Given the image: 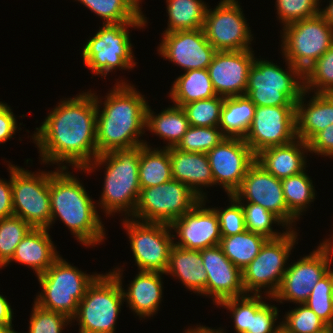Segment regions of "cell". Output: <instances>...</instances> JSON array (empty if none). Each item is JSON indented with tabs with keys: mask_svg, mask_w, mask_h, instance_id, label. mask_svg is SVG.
I'll return each instance as SVG.
<instances>
[{
	"mask_svg": "<svg viewBox=\"0 0 333 333\" xmlns=\"http://www.w3.org/2000/svg\"><path fill=\"white\" fill-rule=\"evenodd\" d=\"M139 183L141 188L161 185L172 180L169 148H153L150 144L140 150Z\"/></svg>",
	"mask_w": 333,
	"mask_h": 333,
	"instance_id": "cell-32",
	"label": "cell"
},
{
	"mask_svg": "<svg viewBox=\"0 0 333 333\" xmlns=\"http://www.w3.org/2000/svg\"><path fill=\"white\" fill-rule=\"evenodd\" d=\"M282 28L283 58L302 73L333 45V27L320 14Z\"/></svg>",
	"mask_w": 333,
	"mask_h": 333,
	"instance_id": "cell-10",
	"label": "cell"
},
{
	"mask_svg": "<svg viewBox=\"0 0 333 333\" xmlns=\"http://www.w3.org/2000/svg\"><path fill=\"white\" fill-rule=\"evenodd\" d=\"M244 211L246 230L260 234L267 239H276L283 236L289 228L284 222L273 212L265 209L261 205L251 202H240ZM281 225L286 231L278 232L273 230V224Z\"/></svg>",
	"mask_w": 333,
	"mask_h": 333,
	"instance_id": "cell-37",
	"label": "cell"
},
{
	"mask_svg": "<svg viewBox=\"0 0 333 333\" xmlns=\"http://www.w3.org/2000/svg\"><path fill=\"white\" fill-rule=\"evenodd\" d=\"M32 227L17 216L0 219V263L4 266Z\"/></svg>",
	"mask_w": 333,
	"mask_h": 333,
	"instance_id": "cell-40",
	"label": "cell"
},
{
	"mask_svg": "<svg viewBox=\"0 0 333 333\" xmlns=\"http://www.w3.org/2000/svg\"><path fill=\"white\" fill-rule=\"evenodd\" d=\"M144 145L127 149H117L98 155L80 172L91 173L99 167L106 166L103 192L97 203L106 217L111 214L124 213L126 218L133 215L140 195L139 161L140 150ZM99 166V167H98Z\"/></svg>",
	"mask_w": 333,
	"mask_h": 333,
	"instance_id": "cell-4",
	"label": "cell"
},
{
	"mask_svg": "<svg viewBox=\"0 0 333 333\" xmlns=\"http://www.w3.org/2000/svg\"><path fill=\"white\" fill-rule=\"evenodd\" d=\"M320 0H276V10L283 27L319 14Z\"/></svg>",
	"mask_w": 333,
	"mask_h": 333,
	"instance_id": "cell-45",
	"label": "cell"
},
{
	"mask_svg": "<svg viewBox=\"0 0 333 333\" xmlns=\"http://www.w3.org/2000/svg\"><path fill=\"white\" fill-rule=\"evenodd\" d=\"M328 333H333V325L327 326Z\"/></svg>",
	"mask_w": 333,
	"mask_h": 333,
	"instance_id": "cell-59",
	"label": "cell"
},
{
	"mask_svg": "<svg viewBox=\"0 0 333 333\" xmlns=\"http://www.w3.org/2000/svg\"><path fill=\"white\" fill-rule=\"evenodd\" d=\"M76 1V0H75ZM103 19V24L130 23L143 12L137 0H77Z\"/></svg>",
	"mask_w": 333,
	"mask_h": 333,
	"instance_id": "cell-35",
	"label": "cell"
},
{
	"mask_svg": "<svg viewBox=\"0 0 333 333\" xmlns=\"http://www.w3.org/2000/svg\"><path fill=\"white\" fill-rule=\"evenodd\" d=\"M253 53V49L215 53L208 72L218 96L245 95L249 69L255 58Z\"/></svg>",
	"mask_w": 333,
	"mask_h": 333,
	"instance_id": "cell-21",
	"label": "cell"
},
{
	"mask_svg": "<svg viewBox=\"0 0 333 333\" xmlns=\"http://www.w3.org/2000/svg\"><path fill=\"white\" fill-rule=\"evenodd\" d=\"M99 275L86 274L60 256L43 274L37 276L43 290L36 295L34 303L73 319L87 288Z\"/></svg>",
	"mask_w": 333,
	"mask_h": 333,
	"instance_id": "cell-7",
	"label": "cell"
},
{
	"mask_svg": "<svg viewBox=\"0 0 333 333\" xmlns=\"http://www.w3.org/2000/svg\"><path fill=\"white\" fill-rule=\"evenodd\" d=\"M319 14L333 27V0H329V5L319 9Z\"/></svg>",
	"mask_w": 333,
	"mask_h": 333,
	"instance_id": "cell-53",
	"label": "cell"
},
{
	"mask_svg": "<svg viewBox=\"0 0 333 333\" xmlns=\"http://www.w3.org/2000/svg\"><path fill=\"white\" fill-rule=\"evenodd\" d=\"M256 105L246 96L224 98L219 128L225 137L244 139L254 118Z\"/></svg>",
	"mask_w": 333,
	"mask_h": 333,
	"instance_id": "cell-30",
	"label": "cell"
},
{
	"mask_svg": "<svg viewBox=\"0 0 333 333\" xmlns=\"http://www.w3.org/2000/svg\"><path fill=\"white\" fill-rule=\"evenodd\" d=\"M308 152V143L297 138L289 144L261 150L256 154V162L282 180L306 170Z\"/></svg>",
	"mask_w": 333,
	"mask_h": 333,
	"instance_id": "cell-25",
	"label": "cell"
},
{
	"mask_svg": "<svg viewBox=\"0 0 333 333\" xmlns=\"http://www.w3.org/2000/svg\"><path fill=\"white\" fill-rule=\"evenodd\" d=\"M274 333H290L282 325H280Z\"/></svg>",
	"mask_w": 333,
	"mask_h": 333,
	"instance_id": "cell-57",
	"label": "cell"
},
{
	"mask_svg": "<svg viewBox=\"0 0 333 333\" xmlns=\"http://www.w3.org/2000/svg\"><path fill=\"white\" fill-rule=\"evenodd\" d=\"M124 302L119 281L110 272L100 274L87 288L71 320L78 322L79 333H115Z\"/></svg>",
	"mask_w": 333,
	"mask_h": 333,
	"instance_id": "cell-8",
	"label": "cell"
},
{
	"mask_svg": "<svg viewBox=\"0 0 333 333\" xmlns=\"http://www.w3.org/2000/svg\"><path fill=\"white\" fill-rule=\"evenodd\" d=\"M6 103H3L2 101H0V111L6 106Z\"/></svg>",
	"mask_w": 333,
	"mask_h": 333,
	"instance_id": "cell-60",
	"label": "cell"
},
{
	"mask_svg": "<svg viewBox=\"0 0 333 333\" xmlns=\"http://www.w3.org/2000/svg\"><path fill=\"white\" fill-rule=\"evenodd\" d=\"M170 226L176 234L173 235L174 244L181 248L200 251L220 244L219 218L214 207H206L205 199H201Z\"/></svg>",
	"mask_w": 333,
	"mask_h": 333,
	"instance_id": "cell-20",
	"label": "cell"
},
{
	"mask_svg": "<svg viewBox=\"0 0 333 333\" xmlns=\"http://www.w3.org/2000/svg\"><path fill=\"white\" fill-rule=\"evenodd\" d=\"M223 103L224 97L217 95L213 98L193 101L181 108L186 114L189 126L218 127Z\"/></svg>",
	"mask_w": 333,
	"mask_h": 333,
	"instance_id": "cell-39",
	"label": "cell"
},
{
	"mask_svg": "<svg viewBox=\"0 0 333 333\" xmlns=\"http://www.w3.org/2000/svg\"><path fill=\"white\" fill-rule=\"evenodd\" d=\"M239 202L261 205L277 215L289 229L298 219L288 210L281 180L256 161L249 167L239 188L232 194ZM245 200V201H244Z\"/></svg>",
	"mask_w": 333,
	"mask_h": 333,
	"instance_id": "cell-17",
	"label": "cell"
},
{
	"mask_svg": "<svg viewBox=\"0 0 333 333\" xmlns=\"http://www.w3.org/2000/svg\"><path fill=\"white\" fill-rule=\"evenodd\" d=\"M332 255L333 240L328 238L320 242L309 255L289 264L278 291L269 300L304 304L315 284L329 272L333 263Z\"/></svg>",
	"mask_w": 333,
	"mask_h": 333,
	"instance_id": "cell-14",
	"label": "cell"
},
{
	"mask_svg": "<svg viewBox=\"0 0 333 333\" xmlns=\"http://www.w3.org/2000/svg\"><path fill=\"white\" fill-rule=\"evenodd\" d=\"M296 106H256L244 141L256 155L272 146L293 142L296 136Z\"/></svg>",
	"mask_w": 333,
	"mask_h": 333,
	"instance_id": "cell-16",
	"label": "cell"
},
{
	"mask_svg": "<svg viewBox=\"0 0 333 333\" xmlns=\"http://www.w3.org/2000/svg\"><path fill=\"white\" fill-rule=\"evenodd\" d=\"M212 170L214 185H221L227 195L240 186L256 155L242 138L225 137L206 153Z\"/></svg>",
	"mask_w": 333,
	"mask_h": 333,
	"instance_id": "cell-18",
	"label": "cell"
},
{
	"mask_svg": "<svg viewBox=\"0 0 333 333\" xmlns=\"http://www.w3.org/2000/svg\"><path fill=\"white\" fill-rule=\"evenodd\" d=\"M224 138L219 127L189 126L175 148L186 152L207 153Z\"/></svg>",
	"mask_w": 333,
	"mask_h": 333,
	"instance_id": "cell-42",
	"label": "cell"
},
{
	"mask_svg": "<svg viewBox=\"0 0 333 333\" xmlns=\"http://www.w3.org/2000/svg\"><path fill=\"white\" fill-rule=\"evenodd\" d=\"M269 296L250 294V321L247 333H274L281 325L276 326L279 310L274 305L268 304ZM276 322V323H275Z\"/></svg>",
	"mask_w": 333,
	"mask_h": 333,
	"instance_id": "cell-41",
	"label": "cell"
},
{
	"mask_svg": "<svg viewBox=\"0 0 333 333\" xmlns=\"http://www.w3.org/2000/svg\"><path fill=\"white\" fill-rule=\"evenodd\" d=\"M281 184L288 210L300 219L316 197L311 177L304 170L297 175L282 179Z\"/></svg>",
	"mask_w": 333,
	"mask_h": 333,
	"instance_id": "cell-36",
	"label": "cell"
},
{
	"mask_svg": "<svg viewBox=\"0 0 333 333\" xmlns=\"http://www.w3.org/2000/svg\"><path fill=\"white\" fill-rule=\"evenodd\" d=\"M147 17L143 14L135 21L120 24H103L82 50L84 65L91 69L92 74L106 75L117 68L119 70L131 69L137 65L135 62L130 33L128 28H144Z\"/></svg>",
	"mask_w": 333,
	"mask_h": 333,
	"instance_id": "cell-5",
	"label": "cell"
},
{
	"mask_svg": "<svg viewBox=\"0 0 333 333\" xmlns=\"http://www.w3.org/2000/svg\"><path fill=\"white\" fill-rule=\"evenodd\" d=\"M8 169L10 180L0 178V219L14 216L12 202V164L9 162Z\"/></svg>",
	"mask_w": 333,
	"mask_h": 333,
	"instance_id": "cell-50",
	"label": "cell"
},
{
	"mask_svg": "<svg viewBox=\"0 0 333 333\" xmlns=\"http://www.w3.org/2000/svg\"><path fill=\"white\" fill-rule=\"evenodd\" d=\"M166 4L169 17L163 33L203 28L208 8L203 0H166Z\"/></svg>",
	"mask_w": 333,
	"mask_h": 333,
	"instance_id": "cell-33",
	"label": "cell"
},
{
	"mask_svg": "<svg viewBox=\"0 0 333 333\" xmlns=\"http://www.w3.org/2000/svg\"><path fill=\"white\" fill-rule=\"evenodd\" d=\"M323 95L333 104V89H329Z\"/></svg>",
	"mask_w": 333,
	"mask_h": 333,
	"instance_id": "cell-55",
	"label": "cell"
},
{
	"mask_svg": "<svg viewBox=\"0 0 333 333\" xmlns=\"http://www.w3.org/2000/svg\"><path fill=\"white\" fill-rule=\"evenodd\" d=\"M164 275H172L193 293L206 296L207 273L199 250L173 245Z\"/></svg>",
	"mask_w": 333,
	"mask_h": 333,
	"instance_id": "cell-28",
	"label": "cell"
},
{
	"mask_svg": "<svg viewBox=\"0 0 333 333\" xmlns=\"http://www.w3.org/2000/svg\"><path fill=\"white\" fill-rule=\"evenodd\" d=\"M268 239L260 234L245 230L231 236H221L220 244L226 257L243 270L260 252Z\"/></svg>",
	"mask_w": 333,
	"mask_h": 333,
	"instance_id": "cell-34",
	"label": "cell"
},
{
	"mask_svg": "<svg viewBox=\"0 0 333 333\" xmlns=\"http://www.w3.org/2000/svg\"><path fill=\"white\" fill-rule=\"evenodd\" d=\"M172 178L188 186L200 199L207 200L203 187L214 185L213 174L206 153L180 151L169 148ZM202 187V188H201Z\"/></svg>",
	"mask_w": 333,
	"mask_h": 333,
	"instance_id": "cell-24",
	"label": "cell"
},
{
	"mask_svg": "<svg viewBox=\"0 0 333 333\" xmlns=\"http://www.w3.org/2000/svg\"><path fill=\"white\" fill-rule=\"evenodd\" d=\"M303 75L304 90L309 94L333 89V45Z\"/></svg>",
	"mask_w": 333,
	"mask_h": 333,
	"instance_id": "cell-38",
	"label": "cell"
},
{
	"mask_svg": "<svg viewBox=\"0 0 333 333\" xmlns=\"http://www.w3.org/2000/svg\"><path fill=\"white\" fill-rule=\"evenodd\" d=\"M64 99L36 128L32 139L43 164L85 169L99 155L96 144L97 103L91 90Z\"/></svg>",
	"mask_w": 333,
	"mask_h": 333,
	"instance_id": "cell-1",
	"label": "cell"
},
{
	"mask_svg": "<svg viewBox=\"0 0 333 333\" xmlns=\"http://www.w3.org/2000/svg\"><path fill=\"white\" fill-rule=\"evenodd\" d=\"M218 306L230 311L237 333H247L250 321V294L225 299Z\"/></svg>",
	"mask_w": 333,
	"mask_h": 333,
	"instance_id": "cell-48",
	"label": "cell"
},
{
	"mask_svg": "<svg viewBox=\"0 0 333 333\" xmlns=\"http://www.w3.org/2000/svg\"><path fill=\"white\" fill-rule=\"evenodd\" d=\"M116 82L105 96L104 105L100 96L98 98L93 92L97 103L96 144L99 155L148 144L146 140L139 139L146 132L148 101L127 81ZM99 104L103 105L101 111Z\"/></svg>",
	"mask_w": 333,
	"mask_h": 333,
	"instance_id": "cell-2",
	"label": "cell"
},
{
	"mask_svg": "<svg viewBox=\"0 0 333 333\" xmlns=\"http://www.w3.org/2000/svg\"><path fill=\"white\" fill-rule=\"evenodd\" d=\"M48 231L44 228H32L17 245L12 258L4 267L15 261L31 267L36 276L43 274L60 257Z\"/></svg>",
	"mask_w": 333,
	"mask_h": 333,
	"instance_id": "cell-26",
	"label": "cell"
},
{
	"mask_svg": "<svg viewBox=\"0 0 333 333\" xmlns=\"http://www.w3.org/2000/svg\"><path fill=\"white\" fill-rule=\"evenodd\" d=\"M183 333H206V327L203 325L202 326L197 325L195 328L192 327V328L186 329Z\"/></svg>",
	"mask_w": 333,
	"mask_h": 333,
	"instance_id": "cell-54",
	"label": "cell"
},
{
	"mask_svg": "<svg viewBox=\"0 0 333 333\" xmlns=\"http://www.w3.org/2000/svg\"><path fill=\"white\" fill-rule=\"evenodd\" d=\"M13 314L10 303L0 294V325L5 326L11 333H18L13 329Z\"/></svg>",
	"mask_w": 333,
	"mask_h": 333,
	"instance_id": "cell-52",
	"label": "cell"
},
{
	"mask_svg": "<svg viewBox=\"0 0 333 333\" xmlns=\"http://www.w3.org/2000/svg\"><path fill=\"white\" fill-rule=\"evenodd\" d=\"M228 198L231 206L225 209L214 208L219 218L221 236L240 234L246 230L241 203L233 195H228Z\"/></svg>",
	"mask_w": 333,
	"mask_h": 333,
	"instance_id": "cell-47",
	"label": "cell"
},
{
	"mask_svg": "<svg viewBox=\"0 0 333 333\" xmlns=\"http://www.w3.org/2000/svg\"><path fill=\"white\" fill-rule=\"evenodd\" d=\"M0 333H11L5 326L0 325Z\"/></svg>",
	"mask_w": 333,
	"mask_h": 333,
	"instance_id": "cell-58",
	"label": "cell"
},
{
	"mask_svg": "<svg viewBox=\"0 0 333 333\" xmlns=\"http://www.w3.org/2000/svg\"><path fill=\"white\" fill-rule=\"evenodd\" d=\"M309 153L333 157V124L328 125L324 130L318 132L308 142Z\"/></svg>",
	"mask_w": 333,
	"mask_h": 333,
	"instance_id": "cell-49",
	"label": "cell"
},
{
	"mask_svg": "<svg viewBox=\"0 0 333 333\" xmlns=\"http://www.w3.org/2000/svg\"><path fill=\"white\" fill-rule=\"evenodd\" d=\"M281 325L290 333H317L325 330L327 325L305 304L285 313Z\"/></svg>",
	"mask_w": 333,
	"mask_h": 333,
	"instance_id": "cell-44",
	"label": "cell"
},
{
	"mask_svg": "<svg viewBox=\"0 0 333 333\" xmlns=\"http://www.w3.org/2000/svg\"><path fill=\"white\" fill-rule=\"evenodd\" d=\"M125 218V219H124ZM130 247L139 271L165 273L174 245L171 226L165 223L142 222L124 217Z\"/></svg>",
	"mask_w": 333,
	"mask_h": 333,
	"instance_id": "cell-13",
	"label": "cell"
},
{
	"mask_svg": "<svg viewBox=\"0 0 333 333\" xmlns=\"http://www.w3.org/2000/svg\"><path fill=\"white\" fill-rule=\"evenodd\" d=\"M317 333H328V328H326L325 330H323L321 332H317Z\"/></svg>",
	"mask_w": 333,
	"mask_h": 333,
	"instance_id": "cell-61",
	"label": "cell"
},
{
	"mask_svg": "<svg viewBox=\"0 0 333 333\" xmlns=\"http://www.w3.org/2000/svg\"><path fill=\"white\" fill-rule=\"evenodd\" d=\"M171 87L169 97L173 104L178 107L217 96L208 69L185 71L184 74L175 79Z\"/></svg>",
	"mask_w": 333,
	"mask_h": 333,
	"instance_id": "cell-31",
	"label": "cell"
},
{
	"mask_svg": "<svg viewBox=\"0 0 333 333\" xmlns=\"http://www.w3.org/2000/svg\"><path fill=\"white\" fill-rule=\"evenodd\" d=\"M206 333H226V332L222 328L212 329V328L206 326Z\"/></svg>",
	"mask_w": 333,
	"mask_h": 333,
	"instance_id": "cell-56",
	"label": "cell"
},
{
	"mask_svg": "<svg viewBox=\"0 0 333 333\" xmlns=\"http://www.w3.org/2000/svg\"><path fill=\"white\" fill-rule=\"evenodd\" d=\"M49 193L50 226L59 217L77 242L86 247L98 245L106 239L105 228L96 209L97 204L77 176L68 172V168H57L49 177Z\"/></svg>",
	"mask_w": 333,
	"mask_h": 333,
	"instance_id": "cell-3",
	"label": "cell"
},
{
	"mask_svg": "<svg viewBox=\"0 0 333 333\" xmlns=\"http://www.w3.org/2000/svg\"><path fill=\"white\" fill-rule=\"evenodd\" d=\"M329 271H330V273L332 275V278H333V269L331 268V265H330Z\"/></svg>",
	"mask_w": 333,
	"mask_h": 333,
	"instance_id": "cell-62",
	"label": "cell"
},
{
	"mask_svg": "<svg viewBox=\"0 0 333 333\" xmlns=\"http://www.w3.org/2000/svg\"><path fill=\"white\" fill-rule=\"evenodd\" d=\"M200 200L188 186L172 179L161 185L141 188L135 211L130 218L171 225Z\"/></svg>",
	"mask_w": 333,
	"mask_h": 333,
	"instance_id": "cell-12",
	"label": "cell"
},
{
	"mask_svg": "<svg viewBox=\"0 0 333 333\" xmlns=\"http://www.w3.org/2000/svg\"><path fill=\"white\" fill-rule=\"evenodd\" d=\"M327 325H333V278L330 271L313 287L304 303Z\"/></svg>",
	"mask_w": 333,
	"mask_h": 333,
	"instance_id": "cell-43",
	"label": "cell"
},
{
	"mask_svg": "<svg viewBox=\"0 0 333 333\" xmlns=\"http://www.w3.org/2000/svg\"><path fill=\"white\" fill-rule=\"evenodd\" d=\"M285 62L286 71L272 61L254 58L245 95L256 106H296L304 91V75Z\"/></svg>",
	"mask_w": 333,
	"mask_h": 333,
	"instance_id": "cell-6",
	"label": "cell"
},
{
	"mask_svg": "<svg viewBox=\"0 0 333 333\" xmlns=\"http://www.w3.org/2000/svg\"><path fill=\"white\" fill-rule=\"evenodd\" d=\"M209 7L203 30L216 51L252 49L253 34L237 0H220L213 10Z\"/></svg>",
	"mask_w": 333,
	"mask_h": 333,
	"instance_id": "cell-15",
	"label": "cell"
},
{
	"mask_svg": "<svg viewBox=\"0 0 333 333\" xmlns=\"http://www.w3.org/2000/svg\"><path fill=\"white\" fill-rule=\"evenodd\" d=\"M155 113L147 105L145 130L168 141L163 148L176 147L189 127L184 110L176 105L172 107L169 105L160 113Z\"/></svg>",
	"mask_w": 333,
	"mask_h": 333,
	"instance_id": "cell-29",
	"label": "cell"
},
{
	"mask_svg": "<svg viewBox=\"0 0 333 333\" xmlns=\"http://www.w3.org/2000/svg\"><path fill=\"white\" fill-rule=\"evenodd\" d=\"M16 116L9 105L0 111V144L10 140L18 128Z\"/></svg>",
	"mask_w": 333,
	"mask_h": 333,
	"instance_id": "cell-51",
	"label": "cell"
},
{
	"mask_svg": "<svg viewBox=\"0 0 333 333\" xmlns=\"http://www.w3.org/2000/svg\"><path fill=\"white\" fill-rule=\"evenodd\" d=\"M295 230L294 227L279 238L268 239L259 254L242 270L246 294L261 295L262 289L269 298L276 294L288 268L286 263L291 250L298 241Z\"/></svg>",
	"mask_w": 333,
	"mask_h": 333,
	"instance_id": "cell-9",
	"label": "cell"
},
{
	"mask_svg": "<svg viewBox=\"0 0 333 333\" xmlns=\"http://www.w3.org/2000/svg\"><path fill=\"white\" fill-rule=\"evenodd\" d=\"M158 53L185 71L208 69L215 53L206 39L203 28L162 33Z\"/></svg>",
	"mask_w": 333,
	"mask_h": 333,
	"instance_id": "cell-19",
	"label": "cell"
},
{
	"mask_svg": "<svg viewBox=\"0 0 333 333\" xmlns=\"http://www.w3.org/2000/svg\"><path fill=\"white\" fill-rule=\"evenodd\" d=\"M27 333H62L73 321L66 315L33 304ZM20 333V332H19Z\"/></svg>",
	"mask_w": 333,
	"mask_h": 333,
	"instance_id": "cell-46",
	"label": "cell"
},
{
	"mask_svg": "<svg viewBox=\"0 0 333 333\" xmlns=\"http://www.w3.org/2000/svg\"><path fill=\"white\" fill-rule=\"evenodd\" d=\"M307 94L304 90L296 103L295 117L296 136L306 143L333 124V104L323 94H314L309 101L304 102Z\"/></svg>",
	"mask_w": 333,
	"mask_h": 333,
	"instance_id": "cell-27",
	"label": "cell"
},
{
	"mask_svg": "<svg viewBox=\"0 0 333 333\" xmlns=\"http://www.w3.org/2000/svg\"><path fill=\"white\" fill-rule=\"evenodd\" d=\"M55 171H40L35 174L12 164L13 213L32 228H50L49 177Z\"/></svg>",
	"mask_w": 333,
	"mask_h": 333,
	"instance_id": "cell-11",
	"label": "cell"
},
{
	"mask_svg": "<svg viewBox=\"0 0 333 333\" xmlns=\"http://www.w3.org/2000/svg\"><path fill=\"white\" fill-rule=\"evenodd\" d=\"M121 268H114L110 273L119 281L128 306L136 316L140 318L153 317L160 308L162 301L163 282L161 279L164 273L138 271L127 289L123 288Z\"/></svg>",
	"mask_w": 333,
	"mask_h": 333,
	"instance_id": "cell-23",
	"label": "cell"
},
{
	"mask_svg": "<svg viewBox=\"0 0 333 333\" xmlns=\"http://www.w3.org/2000/svg\"><path fill=\"white\" fill-rule=\"evenodd\" d=\"M200 255L207 273L206 296L213 299V304L246 295L242 270L226 257L219 245L200 250Z\"/></svg>",
	"mask_w": 333,
	"mask_h": 333,
	"instance_id": "cell-22",
	"label": "cell"
}]
</instances>
